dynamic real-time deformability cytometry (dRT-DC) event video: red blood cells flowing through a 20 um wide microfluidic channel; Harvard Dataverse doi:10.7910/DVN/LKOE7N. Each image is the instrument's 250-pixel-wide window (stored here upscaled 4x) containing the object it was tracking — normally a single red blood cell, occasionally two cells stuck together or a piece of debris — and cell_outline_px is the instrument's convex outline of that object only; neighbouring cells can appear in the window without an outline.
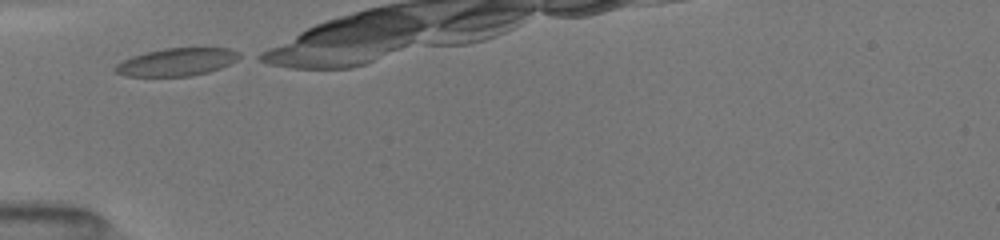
{"species": "common noctule bat (a hibernating species)", "species_latin": "Nyctalus noctula", "temperature_condition": "room temperature", "stored_images_in_passage": 11, "camera_frame_rate_fps": 3000, "um_per_image_px": 0.085, "animal": {"sex": "female", "body_mass_g": 19.5, "forearm_length_mm": 54.1}, "frame": {"image": 1, "passage_image": 1, "time_ms": 0.0, "image_size_px": [1000, 240], "cell_outline_px": [[244, 56], [220, 68], [208, 72], [192, 76], [124, 76], [116, 72], [112, 68], [116, 64], [132, 56], [164, 48], [228, 48], [240, 52]], "centroid_in_image_um": [15.04, 5.27], "position_along_channel_um": 70.0, "area_um2": 20.06}}